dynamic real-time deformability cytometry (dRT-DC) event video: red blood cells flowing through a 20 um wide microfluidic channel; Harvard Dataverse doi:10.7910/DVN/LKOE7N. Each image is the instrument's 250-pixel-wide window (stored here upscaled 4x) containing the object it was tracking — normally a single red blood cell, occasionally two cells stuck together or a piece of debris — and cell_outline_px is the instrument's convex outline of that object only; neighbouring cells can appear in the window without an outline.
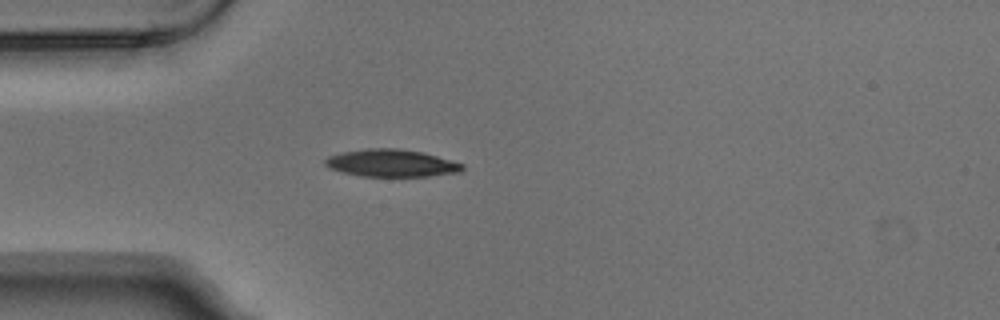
{"species": "Egyptian fruit bat (a non-hibernating species)", "species_latin": "Rousettus aegyptiacus", "temperature_condition": "warm", "stored_images_in_passage": 5, "camera_frame_rate_fps": 3000, "um_per_image_px": 0.085, "animal": {"sex": "male"}, "frame": {"image": 1, "passage_image": 5, "time_ms": 1.333, "image_size_px": [1000, 320], "cell_outline_px": [[464, 168], [460, 172], [428, 176], [360, 176], [328, 168], [324, 164], [324, 160], [328, 156], [340, 152], [364, 148], [400, 148], [420, 152], [436, 156], [464, 164]], "centroid_in_image_um": [33.22, 13.86], "position_along_channel_um": 51.8, "area_um2": 21.91}}